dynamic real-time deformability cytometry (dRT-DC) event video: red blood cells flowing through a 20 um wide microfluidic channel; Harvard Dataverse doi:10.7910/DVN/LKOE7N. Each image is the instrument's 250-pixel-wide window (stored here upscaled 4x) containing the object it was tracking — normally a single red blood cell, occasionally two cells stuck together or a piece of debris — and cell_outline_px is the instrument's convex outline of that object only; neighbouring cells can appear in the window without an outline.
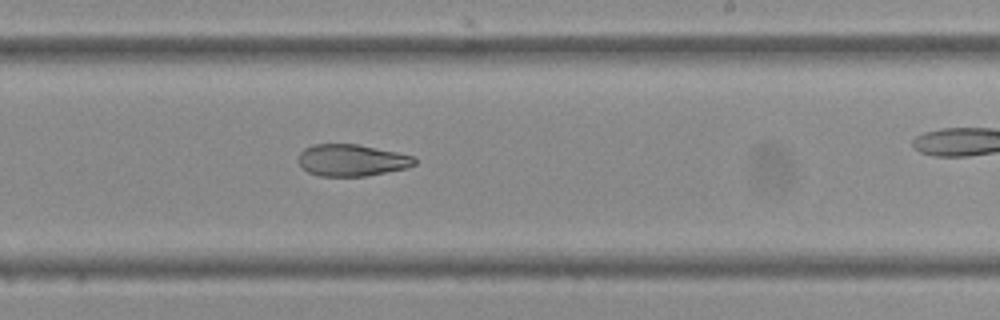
{"species": "Egyptian fruit bat (a non-hibernating species)", "species_latin": "Rousettus aegyptiacus", "temperature_condition": "cold", "stored_images_in_passage": 34, "camera_frame_rate_fps": 3000, "um_per_image_px": 0.085, "frame": {"image": 1, "passage_image": 25, "time_ms": 8.0, "image_size_px": [1000, 320], "cell_outline_px": [[416, 164], [408, 168], [364, 176], [320, 176], [308, 172], [296, 160], [300, 152], [304, 148], [316, 144], [356, 144], [416, 156]], "centroid_in_image_um": [29.9, 13.62], "position_along_channel_um": 259.1, "area_um2": 21.56}}